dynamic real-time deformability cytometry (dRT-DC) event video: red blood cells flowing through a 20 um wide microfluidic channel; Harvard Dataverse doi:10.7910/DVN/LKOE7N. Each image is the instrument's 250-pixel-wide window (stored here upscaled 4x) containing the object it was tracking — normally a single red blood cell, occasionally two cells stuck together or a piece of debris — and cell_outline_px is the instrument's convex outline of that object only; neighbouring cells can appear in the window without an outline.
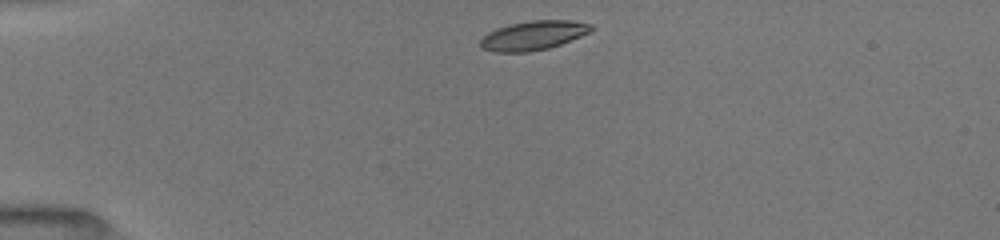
{"species": "common noctule bat (a hibernating species)", "species_latin": "Nyctalus noctula", "temperature_condition": "room temperature", "stored_images_in_passage": 18, "camera_frame_rate_fps": 3000, "um_per_image_px": 0.085, "animal": {"sex": "female", "body_mass_g": 19.5, "forearm_length_mm": 54.1}, "frame": {"image": 1, "passage_image": 1, "time_ms": 0.0, "image_size_px": [1000, 240], "cell_outline_px": [[596, 28], [592, 32], [560, 44], [548, 48], [528, 52], [496, 52], [480, 48], [480, 40], [488, 32], [496, 28], [512, 24], [532, 20], [568, 20], [592, 24]], "centroid_in_image_um": [45.36, 3.01], "position_along_channel_um": 39.6, "area_um2": 18.9}}
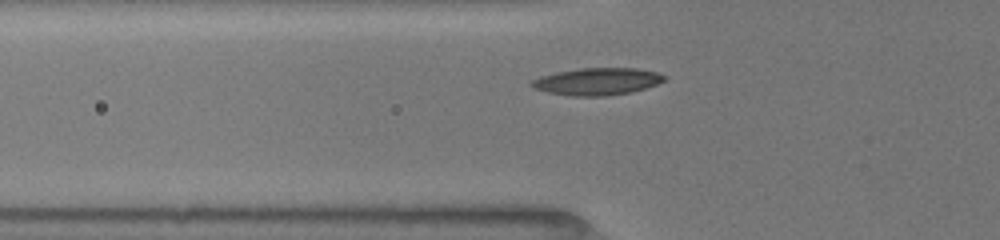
{"frame": {"image": 2, "passage_image": 13, "time_ms": 2.0, "image_size_px": [1000, 240], "cell_outline_px": [[668, 76], [664, 80], [656, 84], [632, 92], [604, 96], [572, 96], [548, 92], [532, 88], [528, 84], [532, 80], [540, 76], [556, 72], [580, 68], [636, 68], [656, 72]], "centroid_in_image_um": [50.73, 6.92], "position_along_channel_um": 75.1, "area_um2": 21.04}}